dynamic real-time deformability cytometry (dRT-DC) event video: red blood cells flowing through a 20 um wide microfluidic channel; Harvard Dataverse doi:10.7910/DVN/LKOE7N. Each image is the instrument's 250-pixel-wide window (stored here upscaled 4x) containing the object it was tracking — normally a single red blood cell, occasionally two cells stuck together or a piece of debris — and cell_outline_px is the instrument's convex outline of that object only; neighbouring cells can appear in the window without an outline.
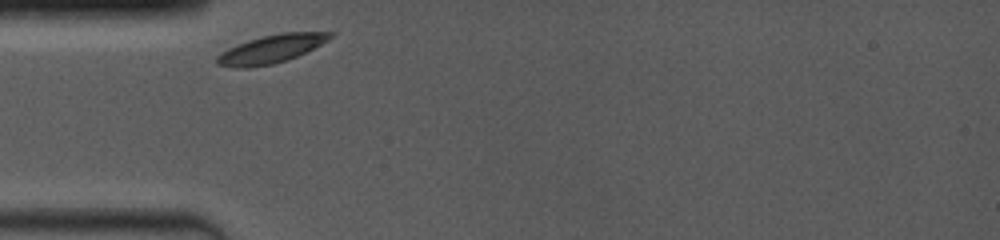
{"species": "common noctule bat (a hibernating species)", "species_latin": "Nyctalus noctula", "temperature_condition": "room temperature", "stored_images_in_passage": 2, "camera_frame_rate_fps": 4000, "um_per_image_px": 0.085, "animal": {"sex": "female", "body_mass_g": 19.0, "forearm_length_mm": 53.3}, "frame": {"image": 1, "passage_image": 1, "time_ms": 0.0, "image_size_px": [1000, 240], "cell_outline_px": [[332, 36], [328, 40], [296, 56], [272, 64], [248, 68], [232, 68], [216, 64], [216, 56], [228, 48], [248, 40], [280, 32], [332, 32]], "centroid_in_image_um": [22.98, 4.17], "position_along_channel_um": 62.0, "area_um2": 18.32}}